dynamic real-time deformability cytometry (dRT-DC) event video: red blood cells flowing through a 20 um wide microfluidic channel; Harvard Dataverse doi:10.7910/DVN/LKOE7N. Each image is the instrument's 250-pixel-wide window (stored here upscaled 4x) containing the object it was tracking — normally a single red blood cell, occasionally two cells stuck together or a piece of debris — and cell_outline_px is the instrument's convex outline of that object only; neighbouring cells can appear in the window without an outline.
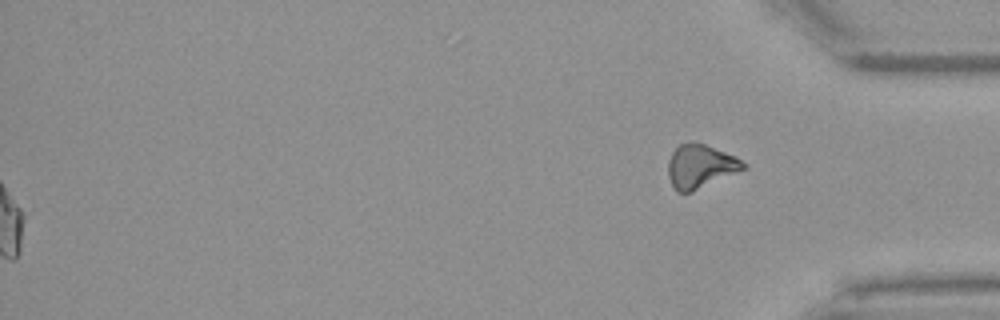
{"species": "Egyptian fruit bat (a non-hibernating species)", "species_latin": "Rousettus aegyptiacus", "temperature_condition": "warm", "stored_images_in_passage": 53, "segment_of_instrument_passage": [2, 2], "camera_frame_rate_fps": 3000, "um_per_image_px": 0.085, "animal": {"sex": "female"}, "frame": {"image": 1, "passage_image": 53, "time_ms": 17.333, "image_size_px": [1000, 320], "cell_outline_px": [[748, 164], [744, 168], [736, 172], [692, 192], [676, 192], [668, 176], [668, 160], [672, 152], [680, 144], [692, 140], [696, 140], [736, 156]], "centroid_in_image_um": [59.51, 14.1], "position_along_channel_um": 375.7, "area_um2": 19.25}}